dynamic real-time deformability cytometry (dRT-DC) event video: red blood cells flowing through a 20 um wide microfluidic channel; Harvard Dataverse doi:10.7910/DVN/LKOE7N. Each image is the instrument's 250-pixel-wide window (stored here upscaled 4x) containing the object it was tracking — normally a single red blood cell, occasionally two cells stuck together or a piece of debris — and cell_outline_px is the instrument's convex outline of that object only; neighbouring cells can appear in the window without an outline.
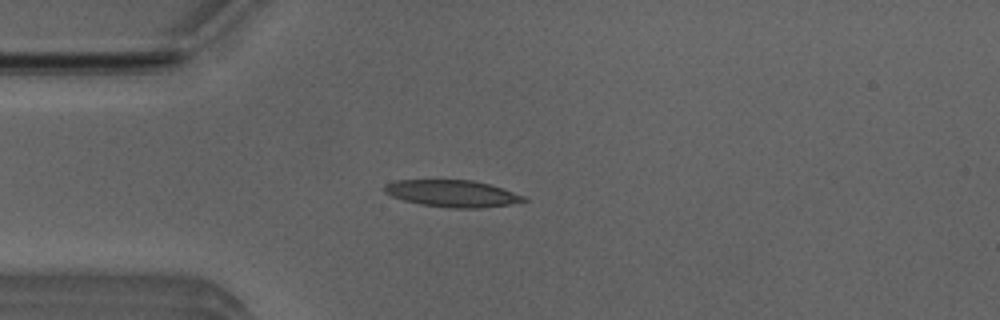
{"species": "Egyptian fruit bat (a non-hibernating species)", "species_latin": "Rousettus aegyptiacus", "temperature_condition": "room temperature", "stored_images_in_passage": 45, "camera_frame_rate_fps": 3000, "um_per_image_px": 0.085, "animal": {"sex": "male"}, "frame": {"image": 1, "passage_image": 7, "time_ms": 2.0, "image_size_px": [1000, 320], "cell_outline_px": [[528, 200], [508, 204], [480, 208], [448, 208], [420, 204], [404, 200], [392, 196], [384, 192], [384, 184], [396, 180], [472, 180], [504, 188], [524, 196]], "centroid_in_image_um": [38.42, 16.44], "position_along_channel_um": 46.6, "area_um2": 21.73}}
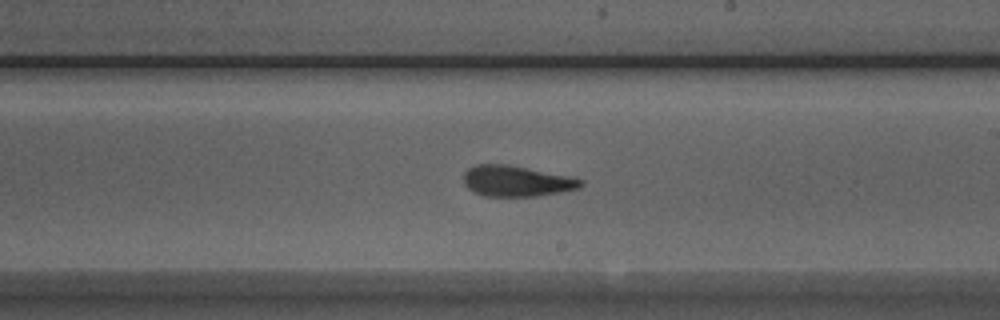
{"frame": {"image": 2, "passage_image": 23, "time_ms": 7.333, "image_size_px": [1000, 320], "cell_outline_px": [[584, 184], [580, 188], [560, 192], [536, 196], [484, 196], [472, 192], [464, 184], [464, 172], [468, 168], [476, 164], [508, 164], [576, 176], [584, 180]], "centroid_in_image_um": [43.95, 15.38], "position_along_channel_um": 245.0, "area_um2": 21.56}}
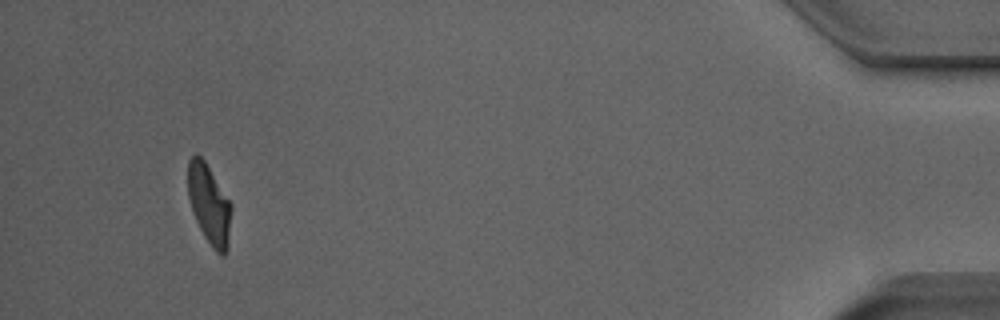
{"frame": {"image": 3, "passage_image": 42, "time_ms": 13.667, "image_size_px": [1000, 320], "cell_outline_px": [[232, 208], [228, 248], [224, 256], [220, 256], [212, 248], [204, 236], [192, 212], [188, 196], [188, 160], [196, 152], [204, 160], [232, 204]], "centroid_in_image_um": [17.79, 17.39], "position_along_channel_um": 417.4, "area_um2": 20.29}, "authors_computed_cell_mechanics": {"area_um2": 21.0392, "velocity_mm_per_s": 3.9719, "shape_relaxation_time_tau1_ms": 5.947, "shape_relaxation_time_tau2_ms": 1.4394, "deformation_change_tau1": 0.2152, "deformation_change_tau2": 0.1027}}